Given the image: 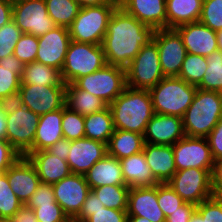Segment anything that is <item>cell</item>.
I'll list each match as a JSON object with an SVG mask.
<instances>
[{"label": "cell", "mask_w": 222, "mask_h": 222, "mask_svg": "<svg viewBox=\"0 0 222 222\" xmlns=\"http://www.w3.org/2000/svg\"><path fill=\"white\" fill-rule=\"evenodd\" d=\"M38 37L23 33L17 42L13 55L16 56L24 64L36 61L38 52Z\"/></svg>", "instance_id": "cell-42"}, {"label": "cell", "mask_w": 222, "mask_h": 222, "mask_svg": "<svg viewBox=\"0 0 222 222\" xmlns=\"http://www.w3.org/2000/svg\"><path fill=\"white\" fill-rule=\"evenodd\" d=\"M187 53L207 57L218 50L216 32L201 22L187 23L175 28Z\"/></svg>", "instance_id": "cell-21"}, {"label": "cell", "mask_w": 222, "mask_h": 222, "mask_svg": "<svg viewBox=\"0 0 222 222\" xmlns=\"http://www.w3.org/2000/svg\"><path fill=\"white\" fill-rule=\"evenodd\" d=\"M20 156L7 140L0 139V173L8 170Z\"/></svg>", "instance_id": "cell-48"}, {"label": "cell", "mask_w": 222, "mask_h": 222, "mask_svg": "<svg viewBox=\"0 0 222 222\" xmlns=\"http://www.w3.org/2000/svg\"><path fill=\"white\" fill-rule=\"evenodd\" d=\"M48 15L57 26L69 27L76 18L80 5L74 0H45Z\"/></svg>", "instance_id": "cell-35"}, {"label": "cell", "mask_w": 222, "mask_h": 222, "mask_svg": "<svg viewBox=\"0 0 222 222\" xmlns=\"http://www.w3.org/2000/svg\"><path fill=\"white\" fill-rule=\"evenodd\" d=\"M22 205L10 187L6 173H0V218H14Z\"/></svg>", "instance_id": "cell-38"}, {"label": "cell", "mask_w": 222, "mask_h": 222, "mask_svg": "<svg viewBox=\"0 0 222 222\" xmlns=\"http://www.w3.org/2000/svg\"><path fill=\"white\" fill-rule=\"evenodd\" d=\"M71 141L65 138H62L60 141H57L54 145L46 149L52 155H56L62 160H67L68 153L70 151Z\"/></svg>", "instance_id": "cell-54"}, {"label": "cell", "mask_w": 222, "mask_h": 222, "mask_svg": "<svg viewBox=\"0 0 222 222\" xmlns=\"http://www.w3.org/2000/svg\"><path fill=\"white\" fill-rule=\"evenodd\" d=\"M119 6L154 30L167 29L166 0H119Z\"/></svg>", "instance_id": "cell-22"}, {"label": "cell", "mask_w": 222, "mask_h": 222, "mask_svg": "<svg viewBox=\"0 0 222 222\" xmlns=\"http://www.w3.org/2000/svg\"><path fill=\"white\" fill-rule=\"evenodd\" d=\"M199 22L215 32L222 30V0H203Z\"/></svg>", "instance_id": "cell-41"}, {"label": "cell", "mask_w": 222, "mask_h": 222, "mask_svg": "<svg viewBox=\"0 0 222 222\" xmlns=\"http://www.w3.org/2000/svg\"><path fill=\"white\" fill-rule=\"evenodd\" d=\"M157 201L165 218L185 203L168 183L157 184Z\"/></svg>", "instance_id": "cell-40"}, {"label": "cell", "mask_w": 222, "mask_h": 222, "mask_svg": "<svg viewBox=\"0 0 222 222\" xmlns=\"http://www.w3.org/2000/svg\"><path fill=\"white\" fill-rule=\"evenodd\" d=\"M26 157L35 167L40 182L53 185L72 173L67 160H62L47 150L33 151Z\"/></svg>", "instance_id": "cell-24"}, {"label": "cell", "mask_w": 222, "mask_h": 222, "mask_svg": "<svg viewBox=\"0 0 222 222\" xmlns=\"http://www.w3.org/2000/svg\"><path fill=\"white\" fill-rule=\"evenodd\" d=\"M62 117L63 107L39 117L33 142V151L46 150L64 138L61 123Z\"/></svg>", "instance_id": "cell-26"}, {"label": "cell", "mask_w": 222, "mask_h": 222, "mask_svg": "<svg viewBox=\"0 0 222 222\" xmlns=\"http://www.w3.org/2000/svg\"><path fill=\"white\" fill-rule=\"evenodd\" d=\"M154 29L118 6L107 25L102 47L106 63L126 68L152 39Z\"/></svg>", "instance_id": "cell-1"}, {"label": "cell", "mask_w": 222, "mask_h": 222, "mask_svg": "<svg viewBox=\"0 0 222 222\" xmlns=\"http://www.w3.org/2000/svg\"><path fill=\"white\" fill-rule=\"evenodd\" d=\"M164 75L161 70L158 47L151 40L126 67V86L133 89L150 90Z\"/></svg>", "instance_id": "cell-7"}, {"label": "cell", "mask_w": 222, "mask_h": 222, "mask_svg": "<svg viewBox=\"0 0 222 222\" xmlns=\"http://www.w3.org/2000/svg\"><path fill=\"white\" fill-rule=\"evenodd\" d=\"M14 219L16 222H38L33 209L24 204L16 212Z\"/></svg>", "instance_id": "cell-56"}, {"label": "cell", "mask_w": 222, "mask_h": 222, "mask_svg": "<svg viewBox=\"0 0 222 222\" xmlns=\"http://www.w3.org/2000/svg\"><path fill=\"white\" fill-rule=\"evenodd\" d=\"M23 32L12 20L0 28V59L13 55L14 48Z\"/></svg>", "instance_id": "cell-43"}, {"label": "cell", "mask_w": 222, "mask_h": 222, "mask_svg": "<svg viewBox=\"0 0 222 222\" xmlns=\"http://www.w3.org/2000/svg\"><path fill=\"white\" fill-rule=\"evenodd\" d=\"M173 151L177 171L188 168L212 170L214 166L206 137L185 136L173 145Z\"/></svg>", "instance_id": "cell-14"}, {"label": "cell", "mask_w": 222, "mask_h": 222, "mask_svg": "<svg viewBox=\"0 0 222 222\" xmlns=\"http://www.w3.org/2000/svg\"><path fill=\"white\" fill-rule=\"evenodd\" d=\"M106 155L107 144L88 138L72 140L67 163L72 173L84 175Z\"/></svg>", "instance_id": "cell-18"}, {"label": "cell", "mask_w": 222, "mask_h": 222, "mask_svg": "<svg viewBox=\"0 0 222 222\" xmlns=\"http://www.w3.org/2000/svg\"><path fill=\"white\" fill-rule=\"evenodd\" d=\"M211 172L212 170L197 168L178 170L167 183L185 202L198 205L214 196Z\"/></svg>", "instance_id": "cell-9"}, {"label": "cell", "mask_w": 222, "mask_h": 222, "mask_svg": "<svg viewBox=\"0 0 222 222\" xmlns=\"http://www.w3.org/2000/svg\"><path fill=\"white\" fill-rule=\"evenodd\" d=\"M124 181L129 187L154 186L158 184L146 162L144 152L120 159Z\"/></svg>", "instance_id": "cell-27"}, {"label": "cell", "mask_w": 222, "mask_h": 222, "mask_svg": "<svg viewBox=\"0 0 222 222\" xmlns=\"http://www.w3.org/2000/svg\"><path fill=\"white\" fill-rule=\"evenodd\" d=\"M80 7L100 6L109 3H119L118 0H74Z\"/></svg>", "instance_id": "cell-57"}, {"label": "cell", "mask_w": 222, "mask_h": 222, "mask_svg": "<svg viewBox=\"0 0 222 222\" xmlns=\"http://www.w3.org/2000/svg\"><path fill=\"white\" fill-rule=\"evenodd\" d=\"M196 206L194 203L185 202L177 210L172 212L170 216L166 217L165 222H189L190 217L196 210Z\"/></svg>", "instance_id": "cell-51"}, {"label": "cell", "mask_w": 222, "mask_h": 222, "mask_svg": "<svg viewBox=\"0 0 222 222\" xmlns=\"http://www.w3.org/2000/svg\"><path fill=\"white\" fill-rule=\"evenodd\" d=\"M104 208V204L97 198L96 194L90 190L83 203L80 213L75 217L79 221H85L89 217V211H96Z\"/></svg>", "instance_id": "cell-50"}, {"label": "cell", "mask_w": 222, "mask_h": 222, "mask_svg": "<svg viewBox=\"0 0 222 222\" xmlns=\"http://www.w3.org/2000/svg\"><path fill=\"white\" fill-rule=\"evenodd\" d=\"M13 21L23 33L37 37L57 26L48 15L45 0H25L13 4Z\"/></svg>", "instance_id": "cell-11"}, {"label": "cell", "mask_w": 222, "mask_h": 222, "mask_svg": "<svg viewBox=\"0 0 222 222\" xmlns=\"http://www.w3.org/2000/svg\"><path fill=\"white\" fill-rule=\"evenodd\" d=\"M128 222H150L148 219L139 216H128Z\"/></svg>", "instance_id": "cell-60"}, {"label": "cell", "mask_w": 222, "mask_h": 222, "mask_svg": "<svg viewBox=\"0 0 222 222\" xmlns=\"http://www.w3.org/2000/svg\"><path fill=\"white\" fill-rule=\"evenodd\" d=\"M0 222H16L14 218H0Z\"/></svg>", "instance_id": "cell-62"}, {"label": "cell", "mask_w": 222, "mask_h": 222, "mask_svg": "<svg viewBox=\"0 0 222 222\" xmlns=\"http://www.w3.org/2000/svg\"><path fill=\"white\" fill-rule=\"evenodd\" d=\"M21 84H35L37 86L66 85L62 80L60 70L36 61L25 64L21 75Z\"/></svg>", "instance_id": "cell-33"}, {"label": "cell", "mask_w": 222, "mask_h": 222, "mask_svg": "<svg viewBox=\"0 0 222 222\" xmlns=\"http://www.w3.org/2000/svg\"><path fill=\"white\" fill-rule=\"evenodd\" d=\"M197 91L179 77H164L149 90L155 114L183 117Z\"/></svg>", "instance_id": "cell-4"}, {"label": "cell", "mask_w": 222, "mask_h": 222, "mask_svg": "<svg viewBox=\"0 0 222 222\" xmlns=\"http://www.w3.org/2000/svg\"><path fill=\"white\" fill-rule=\"evenodd\" d=\"M39 117L25 106L6 115V140L21 156L33 152V142Z\"/></svg>", "instance_id": "cell-10"}, {"label": "cell", "mask_w": 222, "mask_h": 222, "mask_svg": "<svg viewBox=\"0 0 222 222\" xmlns=\"http://www.w3.org/2000/svg\"><path fill=\"white\" fill-rule=\"evenodd\" d=\"M13 20V5L6 1L0 0V28Z\"/></svg>", "instance_id": "cell-55"}, {"label": "cell", "mask_w": 222, "mask_h": 222, "mask_svg": "<svg viewBox=\"0 0 222 222\" xmlns=\"http://www.w3.org/2000/svg\"><path fill=\"white\" fill-rule=\"evenodd\" d=\"M67 222H84V221H79L75 218H70Z\"/></svg>", "instance_id": "cell-65"}, {"label": "cell", "mask_w": 222, "mask_h": 222, "mask_svg": "<svg viewBox=\"0 0 222 222\" xmlns=\"http://www.w3.org/2000/svg\"><path fill=\"white\" fill-rule=\"evenodd\" d=\"M84 222H128L127 210L104 207L89 211V217Z\"/></svg>", "instance_id": "cell-45"}, {"label": "cell", "mask_w": 222, "mask_h": 222, "mask_svg": "<svg viewBox=\"0 0 222 222\" xmlns=\"http://www.w3.org/2000/svg\"><path fill=\"white\" fill-rule=\"evenodd\" d=\"M222 118V93L197 88L182 117L185 136L207 137Z\"/></svg>", "instance_id": "cell-3"}, {"label": "cell", "mask_w": 222, "mask_h": 222, "mask_svg": "<svg viewBox=\"0 0 222 222\" xmlns=\"http://www.w3.org/2000/svg\"><path fill=\"white\" fill-rule=\"evenodd\" d=\"M19 92L23 106L39 116L58 110L65 105L66 85L21 84Z\"/></svg>", "instance_id": "cell-13"}, {"label": "cell", "mask_w": 222, "mask_h": 222, "mask_svg": "<svg viewBox=\"0 0 222 222\" xmlns=\"http://www.w3.org/2000/svg\"><path fill=\"white\" fill-rule=\"evenodd\" d=\"M6 1L10 2L13 5L15 3L22 2V1H25V0H6Z\"/></svg>", "instance_id": "cell-64"}, {"label": "cell", "mask_w": 222, "mask_h": 222, "mask_svg": "<svg viewBox=\"0 0 222 222\" xmlns=\"http://www.w3.org/2000/svg\"><path fill=\"white\" fill-rule=\"evenodd\" d=\"M63 137L70 141L85 138L84 116L72 111L66 104L62 117Z\"/></svg>", "instance_id": "cell-39"}, {"label": "cell", "mask_w": 222, "mask_h": 222, "mask_svg": "<svg viewBox=\"0 0 222 222\" xmlns=\"http://www.w3.org/2000/svg\"><path fill=\"white\" fill-rule=\"evenodd\" d=\"M203 0H166L167 29L199 22Z\"/></svg>", "instance_id": "cell-28"}, {"label": "cell", "mask_w": 222, "mask_h": 222, "mask_svg": "<svg viewBox=\"0 0 222 222\" xmlns=\"http://www.w3.org/2000/svg\"><path fill=\"white\" fill-rule=\"evenodd\" d=\"M206 69V57L187 53L178 77L189 84L197 86L201 82Z\"/></svg>", "instance_id": "cell-37"}, {"label": "cell", "mask_w": 222, "mask_h": 222, "mask_svg": "<svg viewBox=\"0 0 222 222\" xmlns=\"http://www.w3.org/2000/svg\"><path fill=\"white\" fill-rule=\"evenodd\" d=\"M24 67L14 55L0 59V98L19 91Z\"/></svg>", "instance_id": "cell-32"}, {"label": "cell", "mask_w": 222, "mask_h": 222, "mask_svg": "<svg viewBox=\"0 0 222 222\" xmlns=\"http://www.w3.org/2000/svg\"><path fill=\"white\" fill-rule=\"evenodd\" d=\"M196 211L206 222H222V204L215 196L198 204Z\"/></svg>", "instance_id": "cell-46"}, {"label": "cell", "mask_w": 222, "mask_h": 222, "mask_svg": "<svg viewBox=\"0 0 222 222\" xmlns=\"http://www.w3.org/2000/svg\"><path fill=\"white\" fill-rule=\"evenodd\" d=\"M143 152L153 177L158 183H167L177 171L173 145L144 144Z\"/></svg>", "instance_id": "cell-23"}, {"label": "cell", "mask_w": 222, "mask_h": 222, "mask_svg": "<svg viewBox=\"0 0 222 222\" xmlns=\"http://www.w3.org/2000/svg\"><path fill=\"white\" fill-rule=\"evenodd\" d=\"M5 173L14 194L26 205L40 183L35 167L26 156H20Z\"/></svg>", "instance_id": "cell-20"}, {"label": "cell", "mask_w": 222, "mask_h": 222, "mask_svg": "<svg viewBox=\"0 0 222 222\" xmlns=\"http://www.w3.org/2000/svg\"><path fill=\"white\" fill-rule=\"evenodd\" d=\"M144 144L143 134L115 129L107 143V154L120 160L142 152Z\"/></svg>", "instance_id": "cell-29"}, {"label": "cell", "mask_w": 222, "mask_h": 222, "mask_svg": "<svg viewBox=\"0 0 222 222\" xmlns=\"http://www.w3.org/2000/svg\"><path fill=\"white\" fill-rule=\"evenodd\" d=\"M52 186L56 202L69 218H75L80 213L90 191L85 176L71 173Z\"/></svg>", "instance_id": "cell-15"}, {"label": "cell", "mask_w": 222, "mask_h": 222, "mask_svg": "<svg viewBox=\"0 0 222 222\" xmlns=\"http://www.w3.org/2000/svg\"><path fill=\"white\" fill-rule=\"evenodd\" d=\"M130 187L127 185H104L91 189L109 209L127 210L128 192Z\"/></svg>", "instance_id": "cell-36"}, {"label": "cell", "mask_w": 222, "mask_h": 222, "mask_svg": "<svg viewBox=\"0 0 222 222\" xmlns=\"http://www.w3.org/2000/svg\"><path fill=\"white\" fill-rule=\"evenodd\" d=\"M144 142L153 145H174L185 137L182 118L172 115L154 114L143 134Z\"/></svg>", "instance_id": "cell-17"}, {"label": "cell", "mask_w": 222, "mask_h": 222, "mask_svg": "<svg viewBox=\"0 0 222 222\" xmlns=\"http://www.w3.org/2000/svg\"><path fill=\"white\" fill-rule=\"evenodd\" d=\"M74 84L109 106L126 87V68L106 64L103 68L78 78Z\"/></svg>", "instance_id": "cell-8"}, {"label": "cell", "mask_w": 222, "mask_h": 222, "mask_svg": "<svg viewBox=\"0 0 222 222\" xmlns=\"http://www.w3.org/2000/svg\"><path fill=\"white\" fill-rule=\"evenodd\" d=\"M84 127L85 138L107 144L115 130L110 107L84 116Z\"/></svg>", "instance_id": "cell-31"}, {"label": "cell", "mask_w": 222, "mask_h": 222, "mask_svg": "<svg viewBox=\"0 0 222 222\" xmlns=\"http://www.w3.org/2000/svg\"><path fill=\"white\" fill-rule=\"evenodd\" d=\"M189 222H206V219H203L202 216L195 210L190 217Z\"/></svg>", "instance_id": "cell-59"}, {"label": "cell", "mask_w": 222, "mask_h": 222, "mask_svg": "<svg viewBox=\"0 0 222 222\" xmlns=\"http://www.w3.org/2000/svg\"><path fill=\"white\" fill-rule=\"evenodd\" d=\"M65 104L82 116L99 112L108 106L103 100L86 90L79 89L74 83L66 84Z\"/></svg>", "instance_id": "cell-30"}, {"label": "cell", "mask_w": 222, "mask_h": 222, "mask_svg": "<svg viewBox=\"0 0 222 222\" xmlns=\"http://www.w3.org/2000/svg\"><path fill=\"white\" fill-rule=\"evenodd\" d=\"M102 45L70 41L61 70L65 84L74 83L78 78L91 74L106 65Z\"/></svg>", "instance_id": "cell-6"}, {"label": "cell", "mask_w": 222, "mask_h": 222, "mask_svg": "<svg viewBox=\"0 0 222 222\" xmlns=\"http://www.w3.org/2000/svg\"><path fill=\"white\" fill-rule=\"evenodd\" d=\"M114 129L144 134L154 110L149 90L133 89L128 86L109 105Z\"/></svg>", "instance_id": "cell-2"}, {"label": "cell", "mask_w": 222, "mask_h": 222, "mask_svg": "<svg viewBox=\"0 0 222 222\" xmlns=\"http://www.w3.org/2000/svg\"><path fill=\"white\" fill-rule=\"evenodd\" d=\"M7 122H6V114L0 108V139L6 140V133H7Z\"/></svg>", "instance_id": "cell-58"}, {"label": "cell", "mask_w": 222, "mask_h": 222, "mask_svg": "<svg viewBox=\"0 0 222 222\" xmlns=\"http://www.w3.org/2000/svg\"><path fill=\"white\" fill-rule=\"evenodd\" d=\"M22 106L23 101L19 91L0 98V108L6 115L15 112Z\"/></svg>", "instance_id": "cell-52"}, {"label": "cell", "mask_w": 222, "mask_h": 222, "mask_svg": "<svg viewBox=\"0 0 222 222\" xmlns=\"http://www.w3.org/2000/svg\"><path fill=\"white\" fill-rule=\"evenodd\" d=\"M84 176L90 190L104 185H126L120 161L108 154L97 161Z\"/></svg>", "instance_id": "cell-25"}, {"label": "cell", "mask_w": 222, "mask_h": 222, "mask_svg": "<svg viewBox=\"0 0 222 222\" xmlns=\"http://www.w3.org/2000/svg\"><path fill=\"white\" fill-rule=\"evenodd\" d=\"M206 59L207 69L201 82L196 87L205 91L222 93V51L216 50Z\"/></svg>", "instance_id": "cell-34"}, {"label": "cell", "mask_w": 222, "mask_h": 222, "mask_svg": "<svg viewBox=\"0 0 222 222\" xmlns=\"http://www.w3.org/2000/svg\"><path fill=\"white\" fill-rule=\"evenodd\" d=\"M215 197L219 200V202L222 204V191L218 192Z\"/></svg>", "instance_id": "cell-63"}, {"label": "cell", "mask_w": 222, "mask_h": 222, "mask_svg": "<svg viewBox=\"0 0 222 222\" xmlns=\"http://www.w3.org/2000/svg\"><path fill=\"white\" fill-rule=\"evenodd\" d=\"M218 50L222 51V30L216 32Z\"/></svg>", "instance_id": "cell-61"}, {"label": "cell", "mask_w": 222, "mask_h": 222, "mask_svg": "<svg viewBox=\"0 0 222 222\" xmlns=\"http://www.w3.org/2000/svg\"><path fill=\"white\" fill-rule=\"evenodd\" d=\"M33 211L38 222H67L70 219L57 202L39 205Z\"/></svg>", "instance_id": "cell-44"}, {"label": "cell", "mask_w": 222, "mask_h": 222, "mask_svg": "<svg viewBox=\"0 0 222 222\" xmlns=\"http://www.w3.org/2000/svg\"><path fill=\"white\" fill-rule=\"evenodd\" d=\"M119 3L81 7L76 18L68 27L72 41L101 45L107 25Z\"/></svg>", "instance_id": "cell-5"}, {"label": "cell", "mask_w": 222, "mask_h": 222, "mask_svg": "<svg viewBox=\"0 0 222 222\" xmlns=\"http://www.w3.org/2000/svg\"><path fill=\"white\" fill-rule=\"evenodd\" d=\"M214 161L222 159V118L206 137Z\"/></svg>", "instance_id": "cell-49"}, {"label": "cell", "mask_w": 222, "mask_h": 222, "mask_svg": "<svg viewBox=\"0 0 222 222\" xmlns=\"http://www.w3.org/2000/svg\"><path fill=\"white\" fill-rule=\"evenodd\" d=\"M211 187L214 196L222 191V159L214 162L211 172Z\"/></svg>", "instance_id": "cell-53"}, {"label": "cell", "mask_w": 222, "mask_h": 222, "mask_svg": "<svg viewBox=\"0 0 222 222\" xmlns=\"http://www.w3.org/2000/svg\"><path fill=\"white\" fill-rule=\"evenodd\" d=\"M70 41L69 29L64 26H56L39 36L36 62L55 67L61 71Z\"/></svg>", "instance_id": "cell-16"}, {"label": "cell", "mask_w": 222, "mask_h": 222, "mask_svg": "<svg viewBox=\"0 0 222 222\" xmlns=\"http://www.w3.org/2000/svg\"><path fill=\"white\" fill-rule=\"evenodd\" d=\"M127 215L143 217L150 222H165L166 218L157 201V184L154 186L130 187Z\"/></svg>", "instance_id": "cell-19"}, {"label": "cell", "mask_w": 222, "mask_h": 222, "mask_svg": "<svg viewBox=\"0 0 222 222\" xmlns=\"http://www.w3.org/2000/svg\"><path fill=\"white\" fill-rule=\"evenodd\" d=\"M159 53V60L164 77H178L187 54L182 38L175 29H158L152 39Z\"/></svg>", "instance_id": "cell-12"}, {"label": "cell", "mask_w": 222, "mask_h": 222, "mask_svg": "<svg viewBox=\"0 0 222 222\" xmlns=\"http://www.w3.org/2000/svg\"><path fill=\"white\" fill-rule=\"evenodd\" d=\"M55 202L56 199L52 184L40 182L35 193L31 196L26 205L32 209H35L39 207V205H45Z\"/></svg>", "instance_id": "cell-47"}]
</instances>
